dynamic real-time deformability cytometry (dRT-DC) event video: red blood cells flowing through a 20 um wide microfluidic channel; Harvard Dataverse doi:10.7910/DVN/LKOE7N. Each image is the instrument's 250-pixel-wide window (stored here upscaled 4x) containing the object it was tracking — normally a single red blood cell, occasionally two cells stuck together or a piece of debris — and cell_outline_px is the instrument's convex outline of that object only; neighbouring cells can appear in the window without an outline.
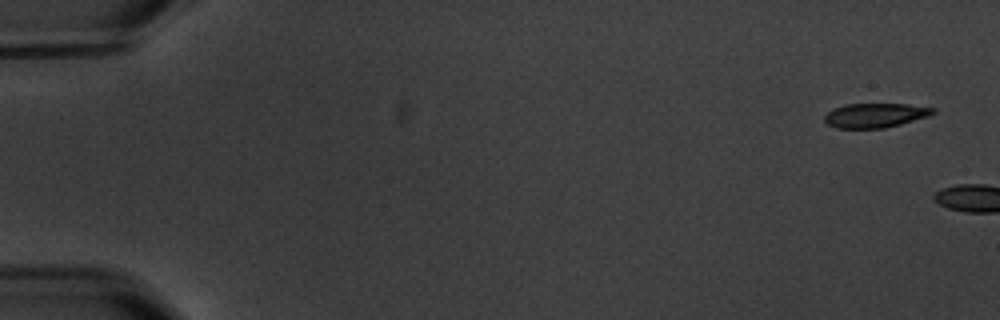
{"species": "common noctule bat (a hibernating species)", "species_latin": "Nyctalus noctula", "temperature_condition": "warm", "stored_images_in_passage": 2, "camera_frame_rate_fps": 3000, "um_per_image_px": 0.085, "animal": {"sex": "male", "body_mass_g": 20.1, "forearm_length_mm": 53.5}, "frame": {"image": 1, "passage_image": 1, "time_ms": 0.0, "image_size_px": [1000, 320], "cell_outline_px": [[936, 112], [928, 116], [900, 124], [884, 128], [836, 128], [828, 124], [824, 120], [824, 116], [832, 108], [844, 104], [908, 104], [936, 108]], "centroid_in_image_um": [74.38, 9.79], "position_along_channel_um": 10.6, "area_um2": 15.43}}